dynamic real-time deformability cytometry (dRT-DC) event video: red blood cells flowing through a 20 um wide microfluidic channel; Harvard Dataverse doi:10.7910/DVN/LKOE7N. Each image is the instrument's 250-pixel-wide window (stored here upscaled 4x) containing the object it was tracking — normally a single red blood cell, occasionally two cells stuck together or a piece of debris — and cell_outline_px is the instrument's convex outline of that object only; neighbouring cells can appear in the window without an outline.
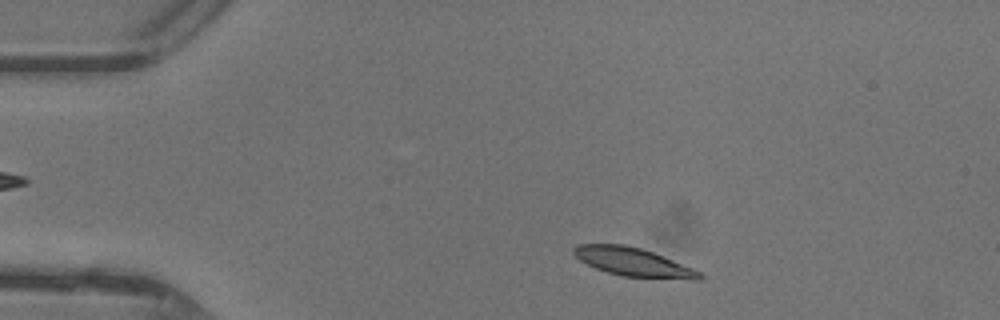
{"species": "common noctule bat (a hibernating species)", "species_latin": "Nyctalus noctula", "temperature_condition": "warm", "stored_images_in_passage": 41, "camera_frame_rate_fps": 3000, "um_per_image_px": 0.085, "animal": {"sex": "female"}, "frame": {"image": 1, "passage_image": 3, "time_ms": 0.667, "image_size_px": [1000, 320], "cell_outline_px": [[704, 276], [700, 280], [692, 280], [620, 276], [596, 268], [580, 260], [572, 252], [572, 248], [576, 244], [624, 244], [640, 248], [652, 252], [692, 268], [700, 272]], "centroid_in_image_um": [53.82, 22.28], "position_along_channel_um": 31.2, "area_um2": 20.81}}
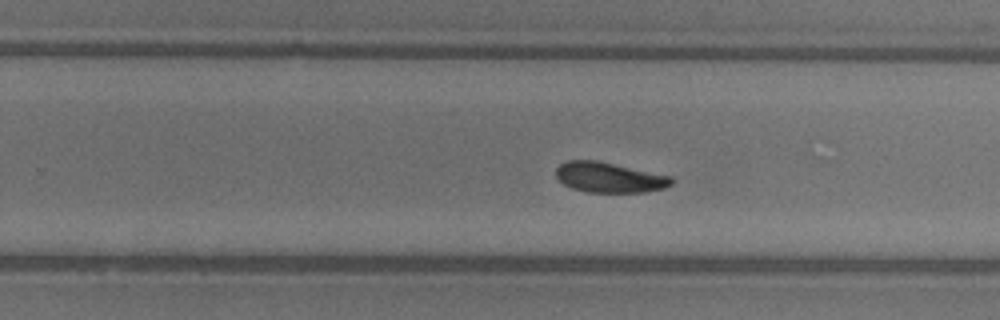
{"frame": {"image": 2, "passage_image": 24, "time_ms": 7.667, "image_size_px": [1000, 320], "cell_outline_px": [[672, 184], [664, 188], [644, 192], [588, 192], [572, 188], [564, 184], [556, 176], [556, 168], [560, 164], [568, 160], [596, 160], [672, 176]], "centroid_in_image_um": [51.78, 15.08], "position_along_channel_um": 278.0, "area_um2": 20.23}}
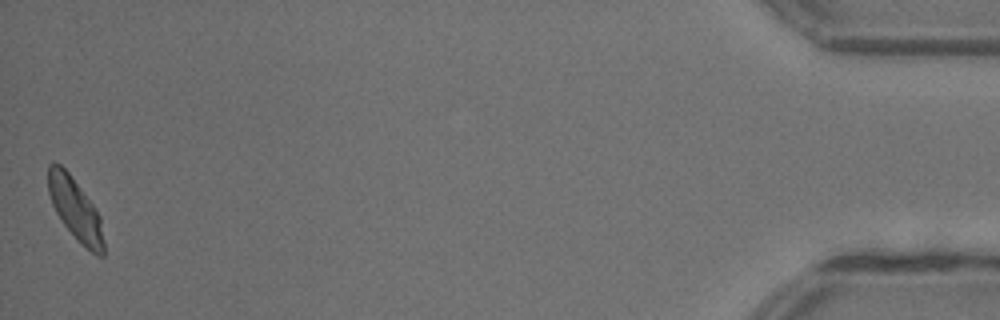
{"frame": {"image": 3, "passage_image": 41, "time_ms": 13.333, "image_size_px": [1000, 320], "cell_outline_px": [[104, 256], [96, 256], [64, 224], [56, 212], [52, 204], [48, 192], [48, 164], [60, 164], [68, 172], [96, 208], [100, 216], [104, 240]], "centroid_in_image_um": [6.42, 17.76], "position_along_channel_um": 428.8, "area_um2": 19.54}, "authors_computed_cell_mechanics": {"area_um2": 20.808, "velocity_mm_per_s": 4.3681, "shape_relaxation_time_tau1_ms": 5.1721, "shape_relaxation_time_tau2_ms": 8.5384, "deformation_change_tau1": 0.1693, "deformation_change_tau2": 0.1691}}